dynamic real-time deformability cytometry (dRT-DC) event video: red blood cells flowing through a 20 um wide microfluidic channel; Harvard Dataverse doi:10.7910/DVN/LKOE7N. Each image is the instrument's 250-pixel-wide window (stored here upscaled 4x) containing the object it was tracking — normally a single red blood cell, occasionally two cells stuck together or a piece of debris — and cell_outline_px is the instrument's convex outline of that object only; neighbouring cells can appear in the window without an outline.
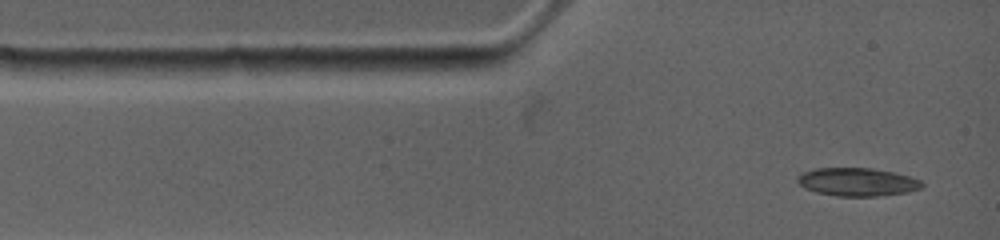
{"species": "common noctule bat (a hibernating species)", "species_latin": "Nyctalus noctula", "temperature_condition": "warm", "stored_images_in_passage": 33, "camera_frame_rate_fps": 4500, "um_per_image_px": 0.085, "animal": {"sex": "female", "body_mass_g": 19.0, "forearm_length_mm": 53.3}, "frame": {"image": 1, "passage_image": 1, "time_ms": 0.0, "image_size_px": [1000, 240], "cell_outline_px": [[924, 184], [920, 188], [908, 192], [876, 196], [836, 196], [816, 192], [804, 188], [796, 180], [796, 176], [800, 172], [816, 168], [872, 168], [892, 172], [908, 176], [920, 180]], "centroid_in_image_um": [72.81, 15.46], "position_along_channel_um": 12.2, "area_um2": 20.46}}
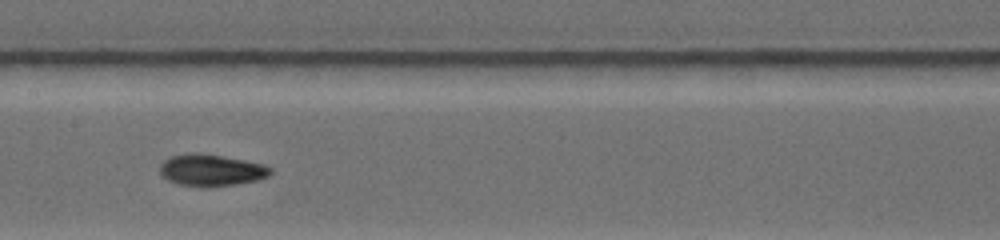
{"frame": {"image": 2, "passage_image": 15, "time_ms": 5.333, "image_size_px": [1000, 240], "cell_outline_px": [[272, 172], [268, 176], [256, 180], [236, 184], [204, 188], [200, 188], [180, 184], [168, 180], [160, 172], [160, 164], [164, 160], [172, 156], [188, 152], [200, 152], [244, 160], [264, 164], [272, 168]], "centroid_in_image_um": [17.95, 14.46], "position_along_channel_um": 189.5, "area_um2": 20.63}}
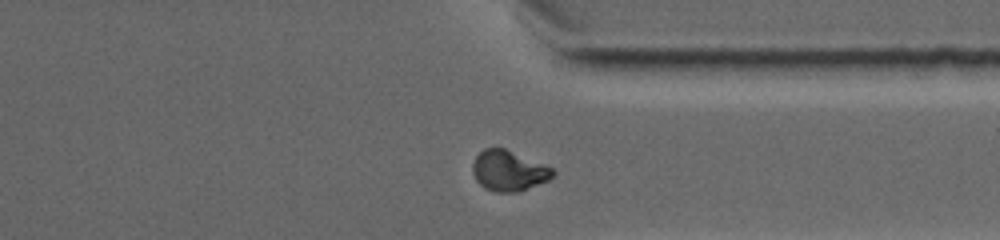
{"frame": {"image": 3, "passage_image": 28, "time_ms": 10.0, "image_size_px": [1000, 240], "cell_outline_px": [[556, 172], [548, 180], [520, 192], [496, 192], [484, 188], [476, 180], [472, 172], [472, 164], [476, 156], [484, 148], [504, 148], [552, 168]], "centroid_in_image_um": [43.21, 14.53], "position_along_channel_um": 368.2, "area_um2": 18.79}, "authors_computed_cell_mechanics": {"area_um2": 19.8254, "velocity_mm_per_s": 3.8459, "shape_relaxation_time_tau1_ms": 9.318, "shape_relaxation_time_tau2_ms": 3.6367, "deformation_change_tau1": 0.2693, "deformation_change_tau2": 0.0554}}